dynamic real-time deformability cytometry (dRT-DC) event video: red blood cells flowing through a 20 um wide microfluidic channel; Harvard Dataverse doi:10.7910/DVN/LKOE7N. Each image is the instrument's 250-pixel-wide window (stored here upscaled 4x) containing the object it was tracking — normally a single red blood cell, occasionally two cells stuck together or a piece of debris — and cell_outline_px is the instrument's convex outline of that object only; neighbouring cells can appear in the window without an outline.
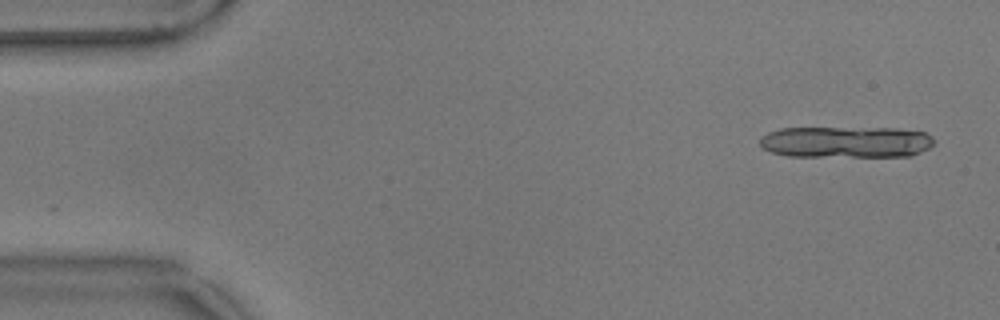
{"species": "common noctule bat (a hibernating species)", "species_latin": "Nyctalus noctula", "temperature_condition": "warm", "stored_images_in_passage": 13, "camera_frame_rate_fps": 3000, "um_per_image_px": 0.085, "animal": {"sex": "male", "body_mass_g": 17.9}, "frame": {"image": 1, "passage_image": 3, "time_ms": 0.667, "image_size_px": [1000, 320], "cell_outline_px": [[936, 140], [928, 148], [912, 156], [788, 156], [772, 152], [764, 148], [760, 144], [760, 136], [768, 132], [780, 128], [896, 128], [924, 132], [932, 136]], "centroid_in_image_um": [71.92, 12.06], "position_along_channel_um": 13.1, "area_um2": 32.02}}